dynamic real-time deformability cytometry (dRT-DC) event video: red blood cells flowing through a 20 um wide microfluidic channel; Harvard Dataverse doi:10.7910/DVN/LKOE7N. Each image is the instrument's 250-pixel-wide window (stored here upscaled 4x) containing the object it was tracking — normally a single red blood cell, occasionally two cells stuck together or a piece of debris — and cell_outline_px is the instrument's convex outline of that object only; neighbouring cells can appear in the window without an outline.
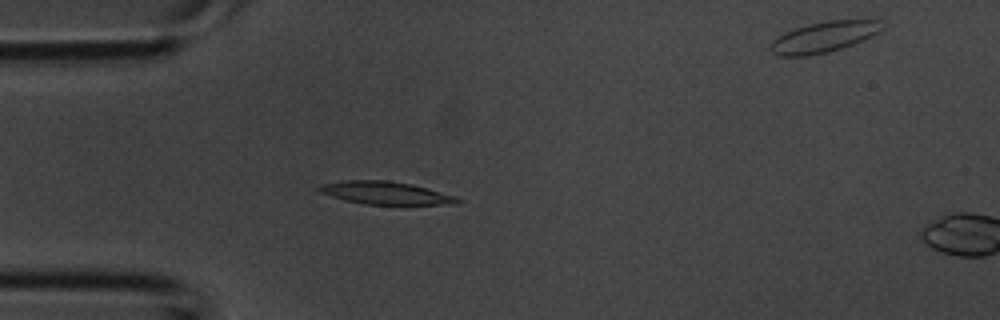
{"species": "common noctule bat (a hibernating species)", "species_latin": "Nyctalus noctula", "temperature_condition": "room temperature", "stored_images_in_passage": 4, "camera_frame_rate_fps": 3000, "um_per_image_px": 0.085, "animal": {"sex": "male", "body_mass_g": 20.1, "forearm_length_mm": 53.5}, "frame": {"image": 1, "passage_image": 4, "time_ms": 1.0, "image_size_px": [1000, 320], "cell_outline_px": [[460, 204], [364, 204], [344, 200], [320, 192], [316, 188], [320, 184], [340, 180], [388, 180], [412, 184], [428, 188], [456, 196], [460, 200]], "centroid_in_image_um": [32.75, 16.39], "position_along_channel_um": 52.3, "area_um2": 18.44}}